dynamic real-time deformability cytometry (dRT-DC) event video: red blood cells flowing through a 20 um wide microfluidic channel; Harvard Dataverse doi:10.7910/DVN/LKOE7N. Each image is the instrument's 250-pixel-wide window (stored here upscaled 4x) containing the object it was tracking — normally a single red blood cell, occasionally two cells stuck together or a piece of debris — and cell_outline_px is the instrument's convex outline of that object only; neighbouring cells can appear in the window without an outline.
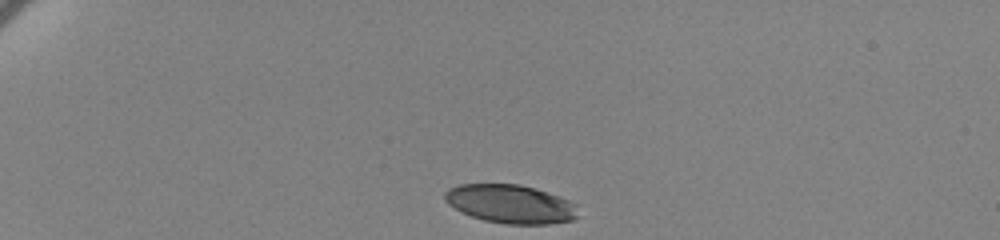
{"species": "human", "species_latin": "Homo sapiens", "temperature_condition": "cold", "stored_images_in_passage": 39, "camera_frame_rate_fps": 3000, "um_per_image_px": 0.085, "donor": {"sex": "female"}, "frame": {"image": 1, "passage_image": 1, "time_ms": 0.0, "image_size_px": [1000, 240], "cell_outline_px": [[580, 216], [572, 220], [548, 224], [504, 224], [484, 220], [472, 216], [448, 204], [444, 200], [444, 192], [448, 188], [460, 184], [520, 184], [568, 200], [576, 204]], "centroid_in_image_um": [43.39, 17.34], "position_along_channel_um": 41.6, "area_um2": 29.82}}
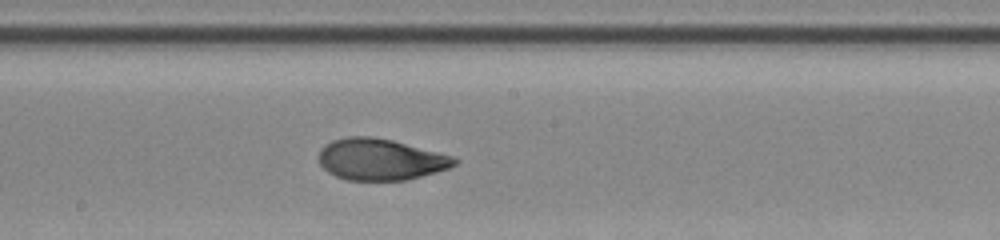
{"frame": {"image": 2, "passage_image": 22, "time_ms": 7.0, "image_size_px": [1000, 240], "cell_outline_px": [[460, 160], [456, 164], [448, 168], [436, 172], [404, 180], [348, 180], [336, 176], [328, 172], [320, 164], [316, 156], [320, 148], [324, 144], [332, 140], [348, 136], [372, 136], [392, 140], [452, 156]], "centroid_in_image_um": [32.28, 13.54], "position_along_channel_um": 215.9, "area_um2": 32.77}}
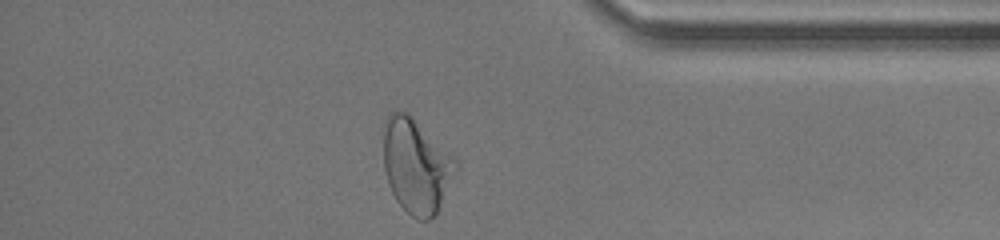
{"frame": {"image": 3, "passage_image": 39, "time_ms": 12.667, "image_size_px": [1000, 240], "cell_outline_px": [[456, 168], [440, 204], [436, 212], [428, 220], [420, 220], [412, 216], [396, 200], [388, 184], [384, 168], [380, 128], [388, 112], [396, 108], [408, 112], [456, 156]], "centroid_in_image_um": [35.3, 13.96], "position_along_channel_um": 399.9, "area_um2": 40.52}, "authors_computed_cell_mechanics": {"area_um2": 32.7726, "velocity_mm_per_s": 3.4346, "shape_relaxation_time_tau1_ms": 4.3731, "shape_relaxation_time_tau2_ms": 1.342, "deformation_change_tau1": 0.1717, "deformation_change_tau2": 0.0653}}